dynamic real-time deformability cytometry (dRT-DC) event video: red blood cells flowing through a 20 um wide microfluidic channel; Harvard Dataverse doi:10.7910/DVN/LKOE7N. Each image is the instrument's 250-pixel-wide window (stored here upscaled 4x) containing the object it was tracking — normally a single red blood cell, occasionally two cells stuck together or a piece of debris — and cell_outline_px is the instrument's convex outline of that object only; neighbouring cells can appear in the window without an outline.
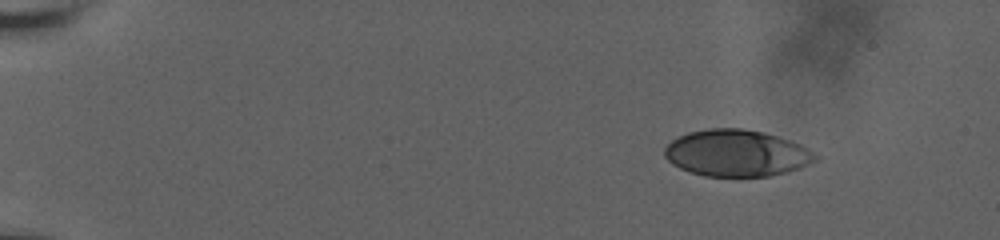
{"species": "human", "species_latin": "Homo sapiens", "temperature_condition": "room temperature", "stored_images_in_passage": 58, "camera_frame_rate_fps": 3000, "um_per_image_px": 0.085, "donor": {"sex": "male"}, "frame": {"image": 1, "passage_image": 1, "time_ms": 0.0, "image_size_px": [1000, 240], "cell_outline_px": [[820, 156], [816, 160], [800, 168], [788, 172], [768, 176], [704, 176], [688, 172], [672, 164], [664, 156], [664, 148], [672, 140], [688, 132], [708, 128], [744, 128], [764, 132], [800, 144], [808, 148]], "centroid_in_image_um": [62.61, 13.02], "position_along_channel_um": 22.4, "area_um2": 41.15}}
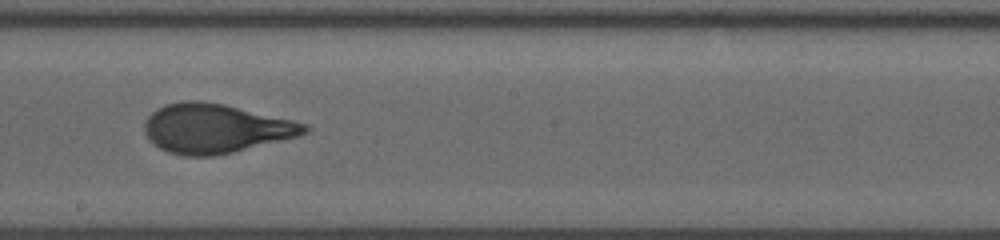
{"frame": {"image": 2, "passage_image": 32, "time_ms": 9.333, "image_size_px": [1000, 240], "cell_outline_px": [[312, 128], [308, 132], [300, 136], [232, 152], [212, 156], [184, 156], [168, 152], [160, 148], [144, 132], [144, 120], [156, 108], [164, 104], [188, 100], [200, 100], [224, 104], [292, 120], [308, 124]], "centroid_in_image_um": [18.32, 10.91], "position_along_channel_um": 229.9, "area_um2": 45.89}}
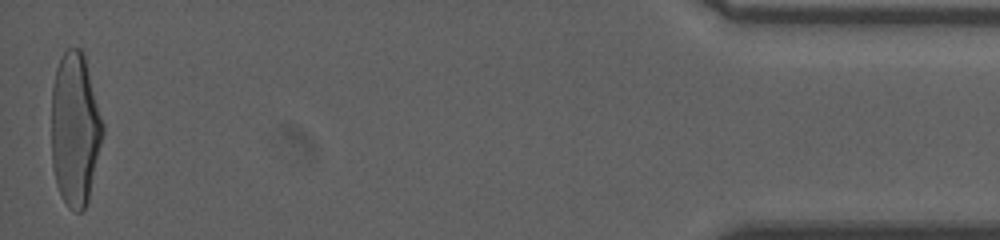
{"frame": {"image": 3, "passage_image": 58, "time_ms": 17.0, "image_size_px": [1000, 240], "cell_outline_px": [[104, 132], [88, 200], [84, 208], [80, 212], [76, 212], [68, 208], [56, 184], [52, 168], [52, 88], [56, 68], [60, 56], [68, 48], [80, 48], [84, 52], [104, 124]], "centroid_in_image_um": [6.38, 10.95], "position_along_channel_um": 428.8, "area_um2": 46.12}, "authors_computed_cell_mechanics": {"area_um2": 44.8239, "velocity_mm_per_s": 3.6544, "shape_relaxation_time_tau1_ms": 4.823, "shape_relaxation_time_tau2_ms": 0.7016, "deformation_change_tau1": 0.2211, "deformation_change_tau2": 0.0742}}